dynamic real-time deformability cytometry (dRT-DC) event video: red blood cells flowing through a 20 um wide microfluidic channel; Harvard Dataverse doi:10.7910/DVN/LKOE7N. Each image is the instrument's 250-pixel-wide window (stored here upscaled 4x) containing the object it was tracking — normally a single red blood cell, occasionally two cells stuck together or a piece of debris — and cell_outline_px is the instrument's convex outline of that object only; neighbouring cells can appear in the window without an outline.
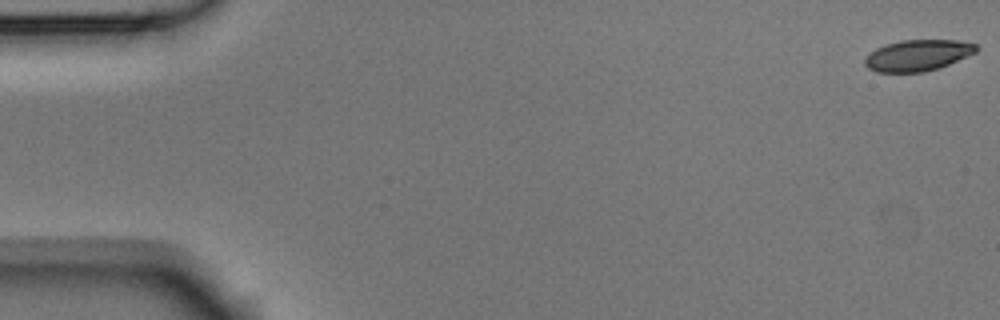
{"species": "Egyptian fruit bat (a non-hibernating species)", "species_latin": "Rousettus aegyptiacus", "temperature_condition": "room temperature", "stored_images_in_passage": 4, "camera_frame_rate_fps": 3000, "um_per_image_px": 0.085, "animal": {"sex": "male"}, "frame": {"image": 1, "passage_image": 1, "time_ms": 0.0, "image_size_px": [1000, 320], "cell_outline_px": [[980, 48], [976, 52], [940, 68], [924, 72], [876, 72], [868, 68], [864, 64], [864, 60], [876, 48], [900, 40], [956, 40], [976, 44]], "centroid_in_image_um": [78.03, 4.71], "position_along_channel_um": 7.0, "area_um2": 20.17}}